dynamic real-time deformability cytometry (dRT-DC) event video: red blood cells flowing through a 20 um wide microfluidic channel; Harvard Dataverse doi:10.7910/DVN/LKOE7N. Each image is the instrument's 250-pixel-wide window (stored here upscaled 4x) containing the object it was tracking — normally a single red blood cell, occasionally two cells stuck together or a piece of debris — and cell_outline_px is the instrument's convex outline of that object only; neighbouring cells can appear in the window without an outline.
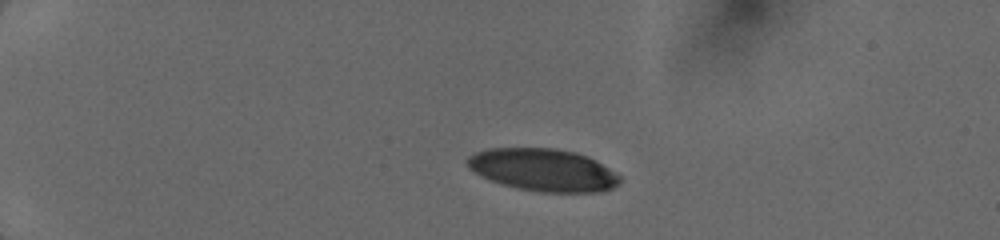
{"species": "human", "species_latin": "Homo sapiens", "temperature_condition": "cold", "stored_images_in_passage": 12, "camera_frame_rate_fps": 3000, "um_per_image_px": 0.085, "donor": {"sex": "female"}, "frame": {"image": 1, "passage_image": 6, "time_ms": 3.333, "image_size_px": [1000, 240], "cell_outline_px": [[620, 184], [612, 188], [600, 192], [540, 192], [520, 188], [504, 184], [492, 180], [468, 168], [464, 160], [468, 156], [476, 152], [488, 148], [556, 148], [576, 152], [588, 156], [596, 160], [616, 172], [620, 176]], "centroid_in_image_um": [46.2, 14.43], "position_along_channel_um": 38.8, "area_um2": 37.74}}
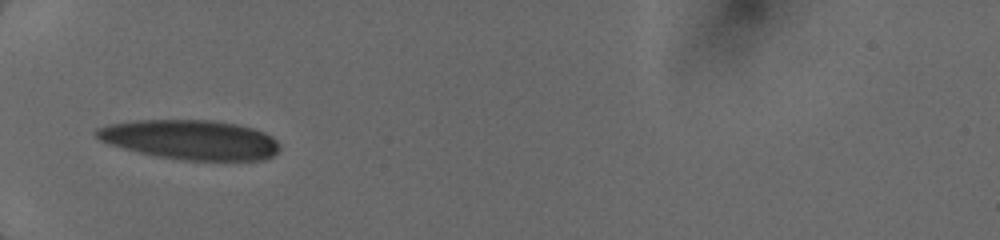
{"frame": {"image": 2, "passage_image": 10, "time_ms": 5.667, "image_size_px": [1000, 240], "cell_outline_px": [[280, 148], [272, 156], [264, 160], [184, 160], [156, 156], [124, 148], [100, 140], [92, 132], [96, 128], [108, 124], [136, 120], [212, 120], [236, 124], [252, 128], [264, 132], [272, 136], [280, 144]], "centroid_in_image_um": [16.19, 11.87], "position_along_channel_um": 68.8, "area_um2": 42.25}}
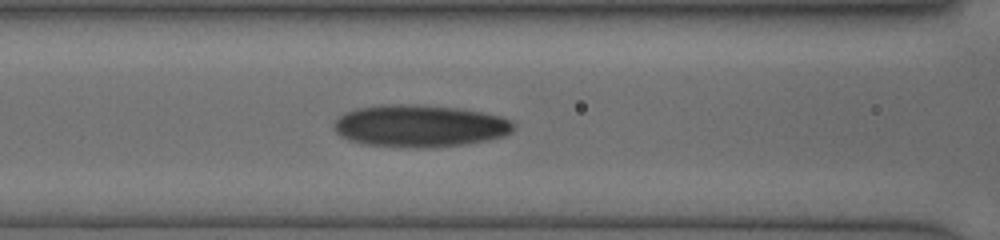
{"frame": {"image": 3, "passage_image": 12, "time_ms": 7.333, "image_size_px": [1000, 240], "cell_outline_px": [[516, 124], [512, 132], [504, 136], [488, 140], [460, 144], [428, 148], [408, 148], [364, 144], [348, 140], [340, 136], [332, 128], [336, 120], [344, 112], [356, 108], [384, 104], [400, 104], [456, 108], [480, 112], [500, 116]], "centroid_in_image_um": [35.63, 10.71], "position_along_channel_um": 131.0, "area_um2": 44.1}}